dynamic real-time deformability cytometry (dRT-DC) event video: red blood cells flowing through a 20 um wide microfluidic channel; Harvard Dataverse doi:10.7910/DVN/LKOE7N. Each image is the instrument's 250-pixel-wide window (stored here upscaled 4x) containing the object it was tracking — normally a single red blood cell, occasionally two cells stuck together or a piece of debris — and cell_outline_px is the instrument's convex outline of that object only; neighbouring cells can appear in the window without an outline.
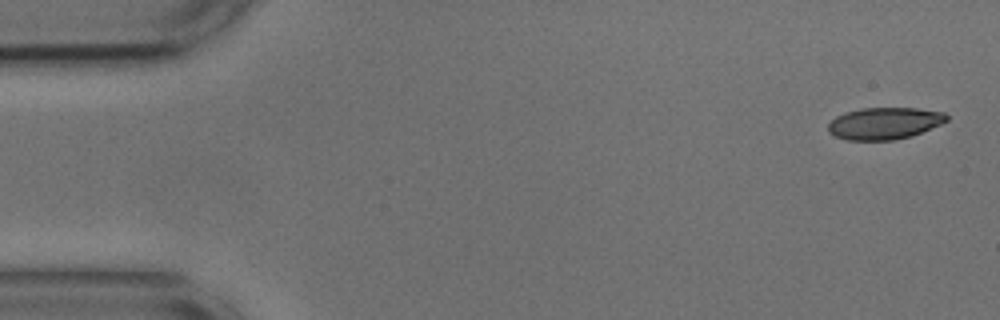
{"species": "common noctule bat (a hibernating species)", "species_latin": "Nyctalus noctula", "temperature_condition": "cold", "stored_images_in_passage": 8, "camera_frame_rate_fps": 3000, "um_per_image_px": 0.085, "animal": {"sex": "male", "body_mass_g": 17.9, "forearm_length_mm": 54.2}, "frame": {"image": 1, "passage_image": 1, "time_ms": 0.0, "image_size_px": [1000, 320], "cell_outline_px": [[948, 120], [940, 124], [912, 136], [892, 140], [848, 140], [836, 136], [828, 132], [828, 124], [836, 116], [844, 112], [860, 108], [916, 108], [944, 112], [948, 116]], "centroid_in_image_um": [75.16, 10.48], "position_along_channel_um": 9.8, "area_um2": 22.02}}
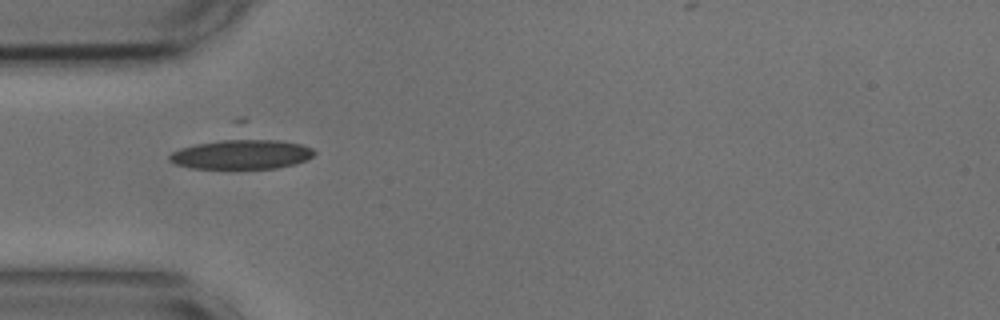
{"frame": {"image": 2, "passage_image": 5, "time_ms": 1.333, "image_size_px": [1000, 320], "cell_outline_px": [[316, 152], [312, 156], [296, 164], [276, 168], [192, 168], [176, 164], [168, 160], [168, 156], [172, 152], [180, 148], [196, 144], [232, 136], [244, 136], [280, 140], [300, 144], [312, 148]], "centroid_in_image_um": [20.52, 13.06], "position_along_channel_um": 64.5, "area_um2": 25.84}}